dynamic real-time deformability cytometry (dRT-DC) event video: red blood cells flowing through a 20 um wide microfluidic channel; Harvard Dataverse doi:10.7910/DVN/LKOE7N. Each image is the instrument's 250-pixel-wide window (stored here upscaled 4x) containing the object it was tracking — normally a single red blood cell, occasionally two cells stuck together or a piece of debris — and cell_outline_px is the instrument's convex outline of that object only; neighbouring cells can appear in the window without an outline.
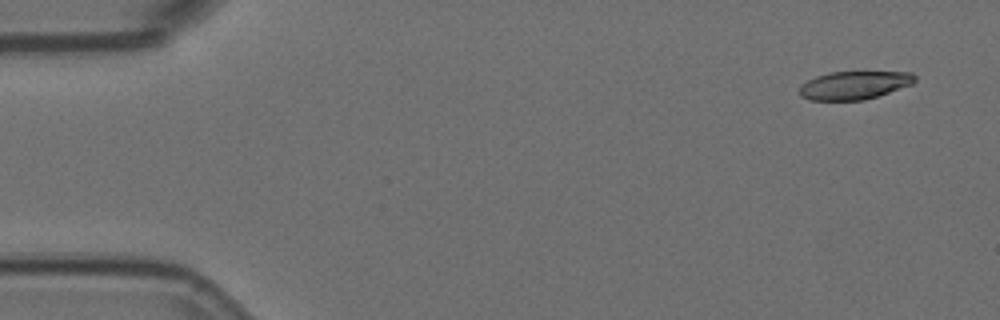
{"species": "Egyptian fruit bat (a non-hibernating species)", "species_latin": "Rousettus aegyptiacus", "temperature_condition": "room temperature", "stored_images_in_passage": 9, "camera_frame_rate_fps": 3000, "um_per_image_px": 0.085, "animal": {"sex": "female"}, "frame": {"image": 1, "passage_image": 1, "time_ms": 0.0, "image_size_px": [1000, 320], "cell_outline_px": [[916, 80], [912, 84], [864, 100], [808, 100], [800, 96], [800, 84], [816, 76], [832, 72], [912, 72], [916, 76]], "centroid_in_image_um": [72.59, 7.24], "position_along_channel_um": 12.4, "area_um2": 18.84}}
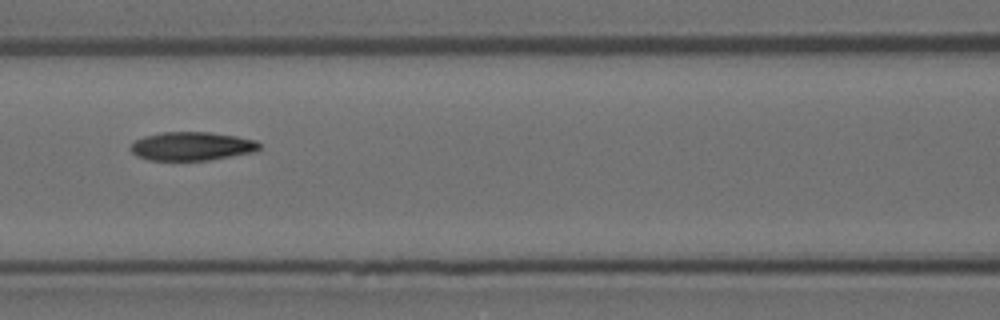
{"frame": {"image": 2, "passage_image": 7, "time_ms": 2.0, "image_size_px": [1000, 320], "cell_outline_px": [[260, 148], [252, 152], [208, 160], [148, 160], [136, 156], [132, 152], [132, 144], [136, 140], [144, 136], [160, 132], [212, 132], [236, 136], [256, 140], [260, 144]], "centroid_in_image_um": [16.29, 12.42], "position_along_channel_um": 150.3, "area_um2": 21.33}}
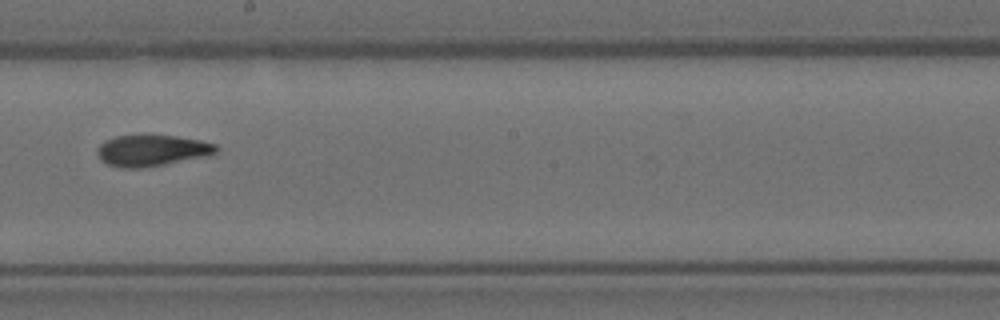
{"frame": {"image": 3, "passage_image": 9, "time_ms": 2.667, "image_size_px": [1000, 320], "cell_outline_px": [[220, 148], [216, 152], [208, 156], [164, 164], [140, 168], [120, 168], [108, 164], [100, 160], [96, 152], [96, 148], [104, 140], [116, 136], [144, 132], [176, 136], [200, 140], [216, 144]], "centroid_in_image_um": [12.87, 12.75], "position_along_channel_um": 235.3, "area_um2": 22.48}}